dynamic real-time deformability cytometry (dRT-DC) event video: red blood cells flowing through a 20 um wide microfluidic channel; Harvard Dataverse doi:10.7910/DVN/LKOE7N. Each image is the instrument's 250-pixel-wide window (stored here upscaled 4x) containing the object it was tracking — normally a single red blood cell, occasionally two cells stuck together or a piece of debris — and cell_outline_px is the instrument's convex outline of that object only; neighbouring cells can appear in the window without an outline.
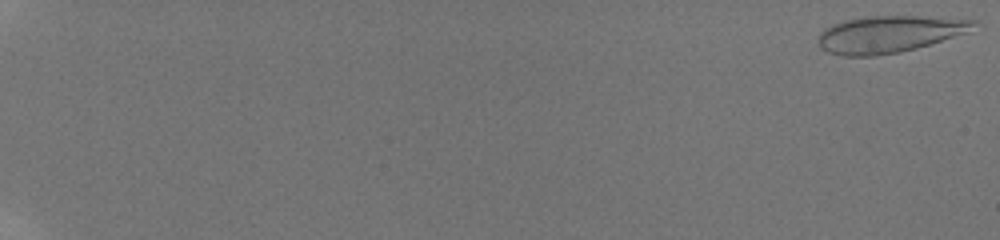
{"species": "human", "species_latin": "Homo sapiens", "temperature_condition": "room temperature", "stored_images_in_passage": 24, "camera_frame_rate_fps": 3000, "um_per_image_px": 0.085, "donor": {"sex": "male"}, "frame": {"image": 1, "passage_image": 1, "time_ms": 0.0, "image_size_px": [1000, 240], "cell_outline_px": [[980, 20], [968, 32], [916, 48], [900, 52], [876, 56], [844, 56], [828, 52], [820, 48], [816, 40], [820, 32], [824, 28], [832, 24], [844, 20], [864, 16], [916, 16]], "centroid_in_image_um": [75.52, 2.9], "position_along_channel_um": 9.5, "area_um2": 33.52}}
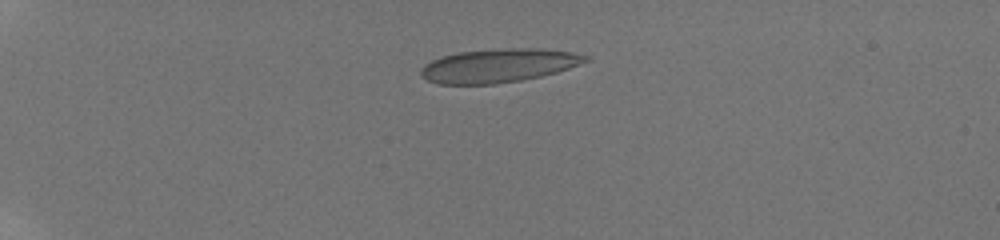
{"frame": {"image": 2, "passage_image": 17, "time_ms": 5.333, "image_size_px": [1000, 240], "cell_outline_px": [[592, 60], [556, 72], [540, 76], [520, 80], [496, 84], [440, 84], [428, 80], [420, 76], [420, 68], [424, 64], [440, 56], [460, 52], [512, 48], [536, 48], [568, 52], [592, 56]], "centroid_in_image_um": [42.37, 5.58], "position_along_channel_um": 42.6, "area_um2": 32.14}}